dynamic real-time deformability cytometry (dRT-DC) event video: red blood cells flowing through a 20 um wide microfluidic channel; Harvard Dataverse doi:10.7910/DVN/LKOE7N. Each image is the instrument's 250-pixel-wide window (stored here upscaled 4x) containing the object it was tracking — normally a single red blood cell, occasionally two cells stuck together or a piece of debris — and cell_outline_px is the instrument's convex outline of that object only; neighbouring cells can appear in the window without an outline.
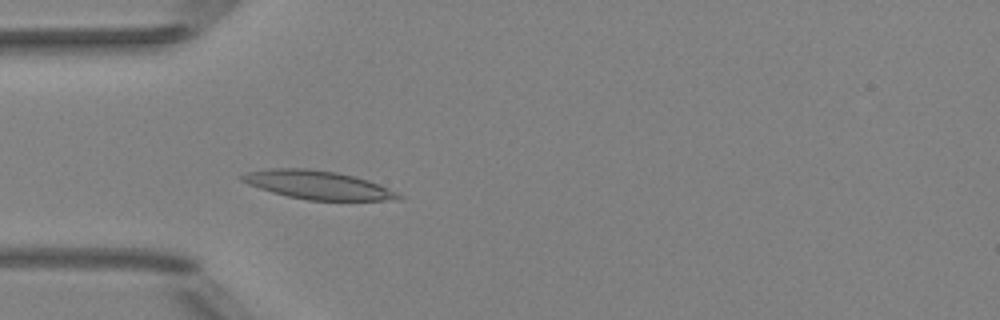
{"species": "Egyptian fruit bat (a non-hibernating species)", "species_latin": "Rousettus aegyptiacus", "temperature_condition": "room temperature", "stored_images_in_passage": 39, "camera_frame_rate_fps": 3000, "um_per_image_px": 0.085, "animal": {"sex": "female"}, "frame": {"image": 1, "passage_image": 3, "time_ms": 0.667, "image_size_px": [1000, 320], "cell_outline_px": [[404, 196], [400, 200], [308, 200], [288, 196], [272, 192], [248, 184], [240, 180], [236, 176], [248, 172], [268, 168], [308, 168], [336, 172], [368, 180], [388, 188]], "centroid_in_image_um": [26.99, 15.71], "position_along_channel_um": 58.0, "area_um2": 25.89}}
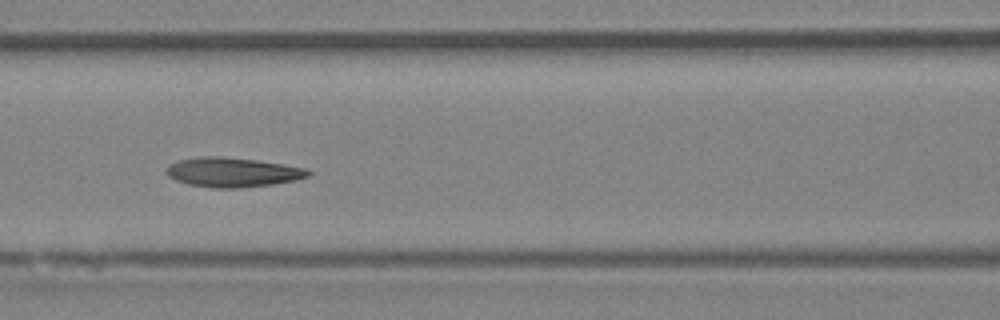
{"frame": {"image": 2, "passage_image": 10, "time_ms": 3.0, "image_size_px": [1000, 320], "cell_outline_px": [[312, 172], [308, 176], [296, 180], [272, 184], [240, 188], [212, 188], [188, 184], [176, 180], [168, 176], [164, 172], [168, 164], [180, 160], [200, 156], [220, 156], [256, 160], [284, 164], [304, 168]], "centroid_in_image_um": [19.73, 14.64], "position_along_channel_um": 146.9, "area_um2": 24.45}}
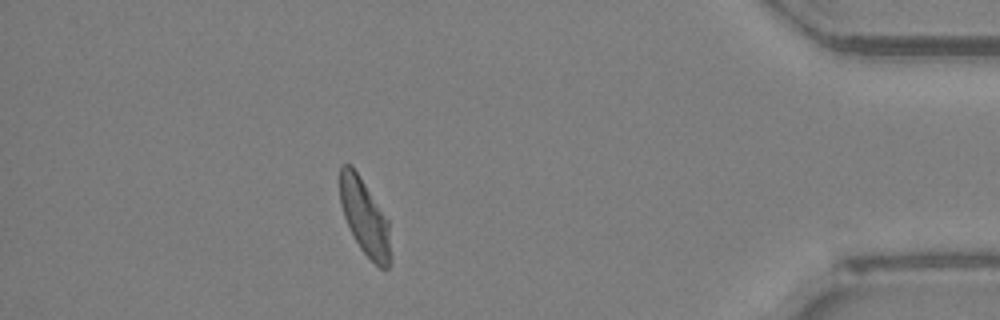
{"frame": {"image": 3, "passage_image": 33, "time_ms": 10.667, "image_size_px": [1000, 320], "cell_outline_px": [[388, 268], [380, 268], [360, 248], [344, 216], [340, 204], [340, 164], [348, 164], [360, 176], [388, 220]], "centroid_in_image_um": [30.95, 18.4], "position_along_channel_um": 404.2, "area_um2": 21.39}, "authors_computed_cell_mechanics": {"area_um2": 23.5824, "velocity_mm_per_s": 3.9719, "shape_relaxation_time_tau1_ms": 4.5701, "shape_relaxation_time_tau2_ms": 3.209, "deformation_change_tau1": 0.1388, "deformation_change_tau2": 0.1002}}